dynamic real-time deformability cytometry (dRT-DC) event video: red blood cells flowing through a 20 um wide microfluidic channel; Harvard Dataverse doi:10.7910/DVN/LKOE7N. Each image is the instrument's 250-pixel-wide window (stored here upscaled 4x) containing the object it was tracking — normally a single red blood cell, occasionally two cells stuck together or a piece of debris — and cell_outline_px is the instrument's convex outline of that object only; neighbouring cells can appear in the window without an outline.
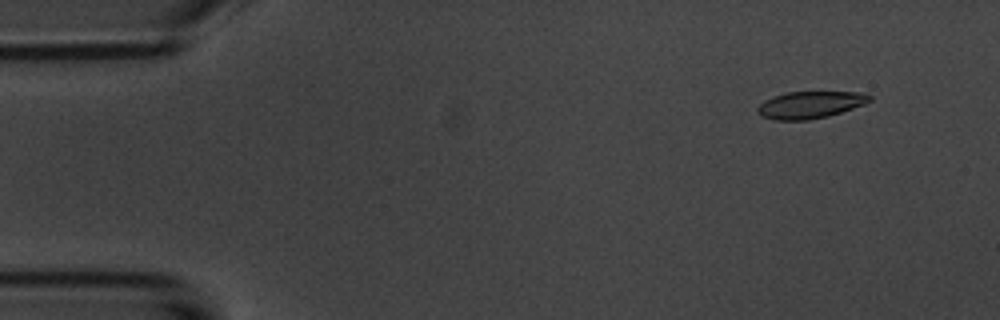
{"species": "common noctule bat (a hibernating species)", "species_latin": "Nyctalus noctula", "temperature_condition": "room temperature", "stored_images_in_passage": 6, "segment_of_instrument_passage": [2, 2], "camera_frame_rate_fps": 3000, "um_per_image_px": 0.085, "animal": {"sex": "male", "body_mass_g": 20.1, "forearm_length_mm": 53.5}, "frame": {"image": 1, "passage_image": 6, "time_ms": 6.0, "image_size_px": [1000, 320], "cell_outline_px": [[872, 100], [864, 104], [828, 116], [808, 120], [776, 120], [760, 116], [756, 112], [756, 108], [764, 100], [772, 96], [788, 92], [868, 92], [872, 96]], "centroid_in_image_um": [68.85, 8.9], "position_along_channel_um": 16.1, "area_um2": 17.8}}